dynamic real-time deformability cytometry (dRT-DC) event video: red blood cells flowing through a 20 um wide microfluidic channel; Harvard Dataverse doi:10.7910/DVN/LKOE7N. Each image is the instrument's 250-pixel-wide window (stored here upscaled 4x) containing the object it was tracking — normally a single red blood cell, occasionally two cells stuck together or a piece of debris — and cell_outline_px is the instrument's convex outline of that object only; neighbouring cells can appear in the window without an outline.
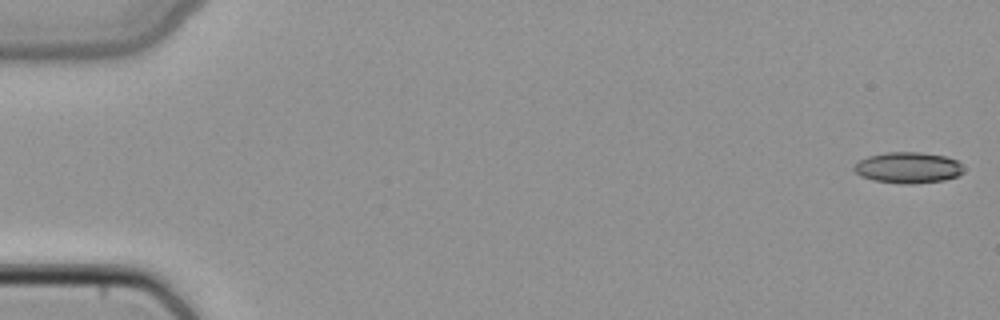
{"species": "common noctule bat (a hibernating species)", "species_latin": "Nyctalus noctula", "temperature_condition": "cold", "stored_images_in_passage": 49, "camera_frame_rate_fps": 3000, "um_per_image_px": 0.085, "animal": {"sex": "female", "body_mass_g": 22.7, "forearm_length_mm": 54.2}, "frame": {"image": 1, "passage_image": 1, "time_ms": 0.0, "image_size_px": [1000, 320], "cell_outline_px": [[964, 172], [956, 176], [944, 180], [912, 184], [904, 184], [872, 180], [860, 176], [852, 168], [860, 160], [868, 156], [884, 152], [920, 152], [944, 156], [956, 160], [964, 164]], "centroid_in_image_um": [77.2, 14.25], "position_along_channel_um": 7.8, "area_um2": 19.94}}
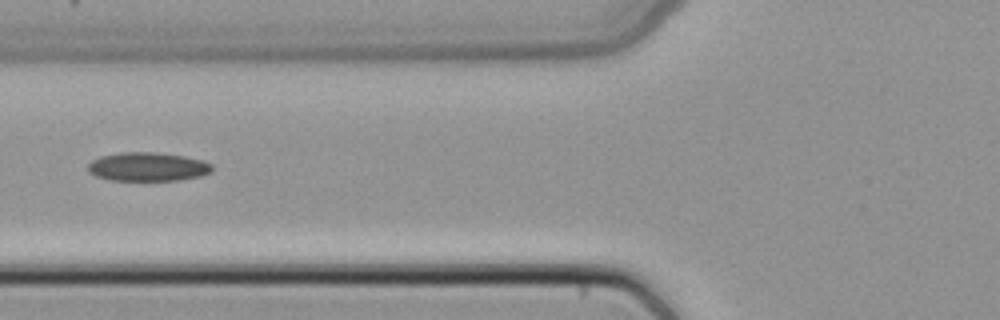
{"frame": {"image": 2, "passage_image": 20, "time_ms": 6.333, "image_size_px": [1000, 320], "cell_outline_px": [[212, 172], [200, 176], [180, 180], [108, 180], [96, 176], [88, 172], [88, 164], [92, 160], [100, 156], [124, 152], [156, 152], [184, 156], [204, 160], [212, 164]], "centroid_in_image_um": [12.57, 14.17], "position_along_channel_um": 113.2, "area_um2": 20.92}}
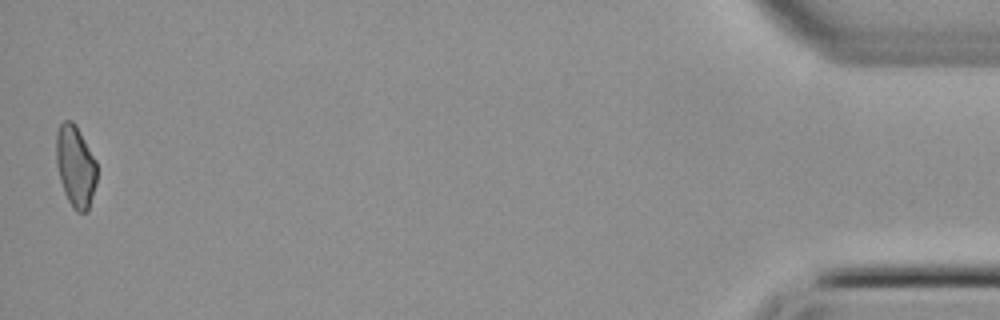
{"frame": {"image": 3, "passage_image": 49, "time_ms": 16.0, "image_size_px": [1000, 320], "cell_outline_px": [[96, 184], [88, 212], [76, 212], [72, 208], [64, 192], [60, 180], [56, 164], [56, 132], [60, 124], [64, 120], [72, 120], [76, 124], [96, 160]], "centroid_in_image_um": [6.41, 14.13], "position_along_channel_um": 428.8, "area_um2": 19.59}}